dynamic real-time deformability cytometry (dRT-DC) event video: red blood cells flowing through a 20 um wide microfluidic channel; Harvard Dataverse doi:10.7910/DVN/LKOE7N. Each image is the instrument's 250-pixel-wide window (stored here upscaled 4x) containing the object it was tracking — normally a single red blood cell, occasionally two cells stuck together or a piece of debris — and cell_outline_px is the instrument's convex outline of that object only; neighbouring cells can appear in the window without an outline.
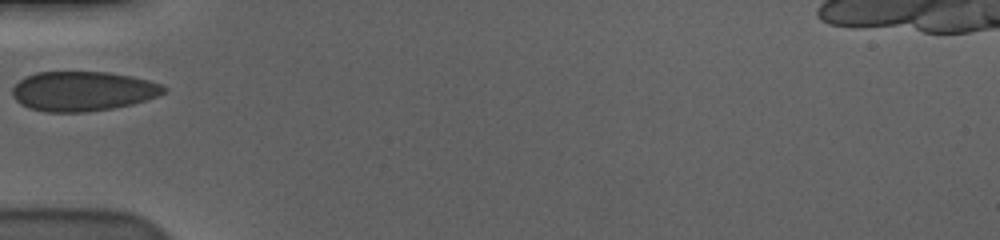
{"species": "human", "species_latin": "Homo sapiens", "temperature_condition": "cold", "stored_images_in_passage": 31, "camera_frame_rate_fps": 3000, "um_per_image_px": 0.085, "donor": {"sex": "male"}, "frame": {"image": 1, "passage_image": 1, "time_ms": 0.0, "image_size_px": [1000, 240], "cell_outline_px": [[168, 88], [164, 92], [156, 96], [132, 104], [112, 108], [88, 112], [44, 112], [28, 108], [20, 104], [12, 96], [12, 88], [24, 76], [36, 72], [108, 72], [132, 76], [148, 80], [160, 84]], "centroid_in_image_um": [6.99, 7.75], "position_along_channel_um": 78.0, "area_um2": 35.08}}
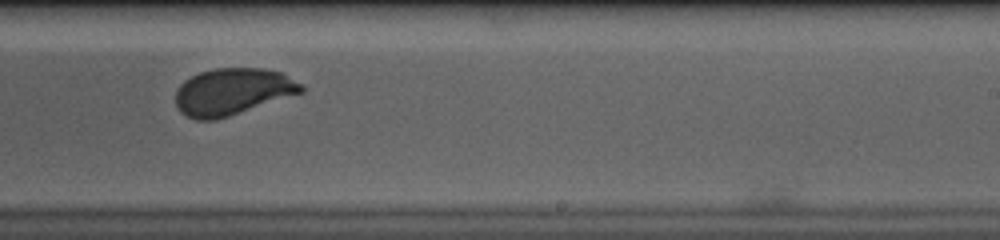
{"frame": {"image": 2, "passage_image": 17, "time_ms": 5.333, "image_size_px": [1000, 240], "cell_outline_px": [[304, 92], [216, 120], [196, 120], [180, 112], [176, 104], [176, 92], [180, 84], [184, 80], [200, 72], [216, 68], [264, 68], [280, 72], [300, 84], [304, 88]], "centroid_in_image_um": [19.74, 7.79], "position_along_channel_um": 269.3, "area_um2": 34.04}}
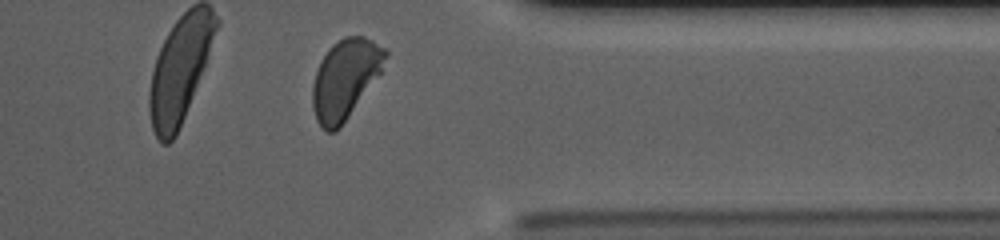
{"frame": {"image": 3, "passage_image": 27, "time_ms": 8.667, "image_size_px": [1000, 240], "cell_outline_px": [[388, 56], [380, 72], [340, 128], [336, 132], [328, 132], [316, 120], [312, 108], [312, 84], [320, 60], [328, 48], [332, 44], [344, 36], [364, 36], [372, 40], [384, 48], [388, 52]], "centroid_in_image_um": [29.31, 6.69], "position_along_channel_um": 382.1, "area_um2": 33.47}}